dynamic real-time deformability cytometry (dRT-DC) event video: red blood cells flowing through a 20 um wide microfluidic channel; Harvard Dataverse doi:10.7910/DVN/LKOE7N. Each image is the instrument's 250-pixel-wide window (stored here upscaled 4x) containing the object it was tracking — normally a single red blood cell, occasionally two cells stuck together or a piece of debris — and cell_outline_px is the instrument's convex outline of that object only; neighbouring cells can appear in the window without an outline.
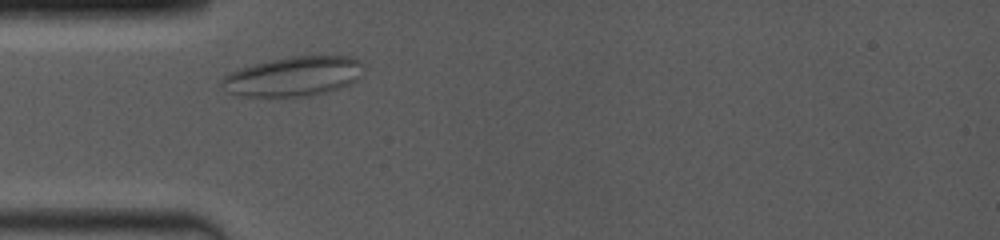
{"species": "common noctule bat (a hibernating species)", "species_latin": "Nyctalus noctula", "temperature_condition": "room temperature", "stored_images_in_passage": 40, "camera_frame_rate_fps": 4000, "um_per_image_px": 0.085, "animal": {"sex": "female", "body_mass_g": 19.0, "forearm_length_mm": 53.3}, "frame": {"image": 1, "passage_image": 6, "time_ms": 1.25, "image_size_px": [1000, 240], "cell_outline_px": [[364, 76], [352, 84], [328, 92], [308, 96], [240, 96], [228, 92], [220, 84], [220, 80], [224, 76], [240, 68], [268, 60], [292, 56], [356, 56], [364, 64]], "centroid_in_image_um": [25.03, 6.48], "position_along_channel_um": 60.0, "area_um2": 33.23}}
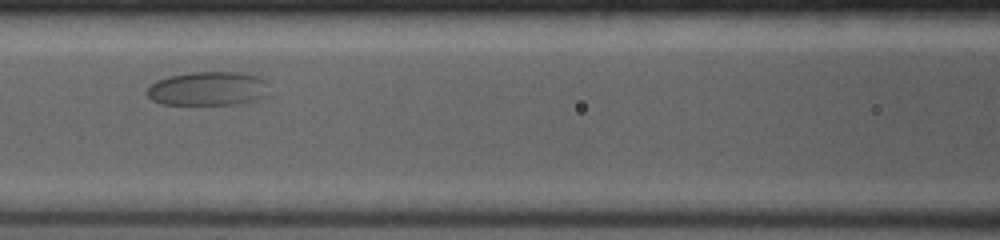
{"frame": {"image": 2, "passage_image": 16, "time_ms": 3.75, "image_size_px": [1000, 240], "cell_outline_px": [[264, 96], [252, 100], [236, 104], [160, 104], [152, 100], [148, 96], [148, 88], [156, 80], [168, 76], [192, 72], [240, 72], [256, 76], [264, 80]], "centroid_in_image_um": [17.59, 7.52], "position_along_channel_um": 149.0, "area_um2": 23.64}}
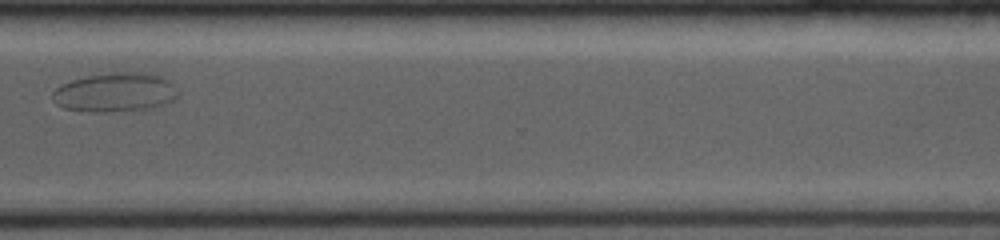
{"frame": {"image": 3, "passage_image": 39, "time_ms": 9.5, "image_size_px": [1000, 240], "cell_outline_px": [[176, 96], [172, 100], [156, 108], [104, 112], [92, 112], [64, 108], [56, 104], [52, 100], [52, 92], [60, 84], [72, 80], [88, 76], [116, 72], [144, 72], [164, 76], [172, 84], [176, 92]], "centroid_in_image_um": [9.76, 7.85], "position_along_channel_um": 360.8, "area_um2": 28.61}}